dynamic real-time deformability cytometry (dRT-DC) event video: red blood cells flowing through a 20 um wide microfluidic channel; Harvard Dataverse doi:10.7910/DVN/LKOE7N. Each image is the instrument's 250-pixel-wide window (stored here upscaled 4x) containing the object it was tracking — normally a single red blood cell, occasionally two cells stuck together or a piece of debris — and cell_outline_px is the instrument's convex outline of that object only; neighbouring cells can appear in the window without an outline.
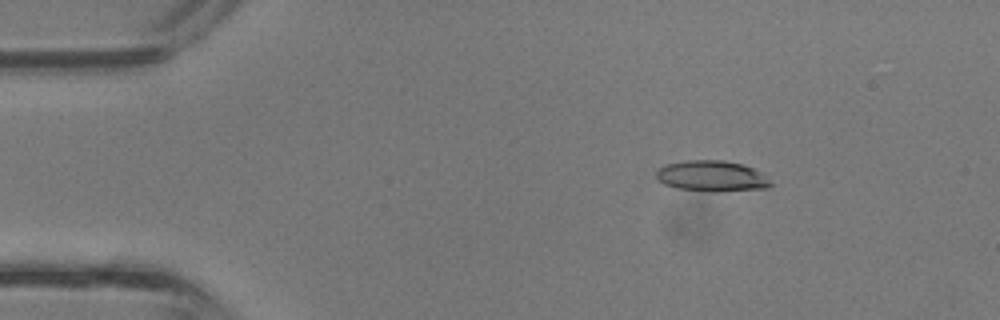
{"species": "common noctule bat (a hibernating species)", "species_latin": "Nyctalus noctula", "temperature_condition": "room temperature", "stored_images_in_passage": 34, "camera_frame_rate_fps": 3000, "um_per_image_px": 0.085, "animal": {"sex": "male", "body_mass_g": 13.3}, "frame": {"image": 1, "passage_image": 2, "time_ms": 0.333, "image_size_px": [1000, 320], "cell_outline_px": [[772, 184], [768, 188], [720, 192], [712, 192], [680, 188], [664, 184], [656, 176], [656, 172], [660, 168], [668, 164], [688, 160], [724, 160], [744, 164], [760, 172]], "centroid_in_image_um": [60.53, 14.97], "position_along_channel_um": 24.5, "area_um2": 20.4}}
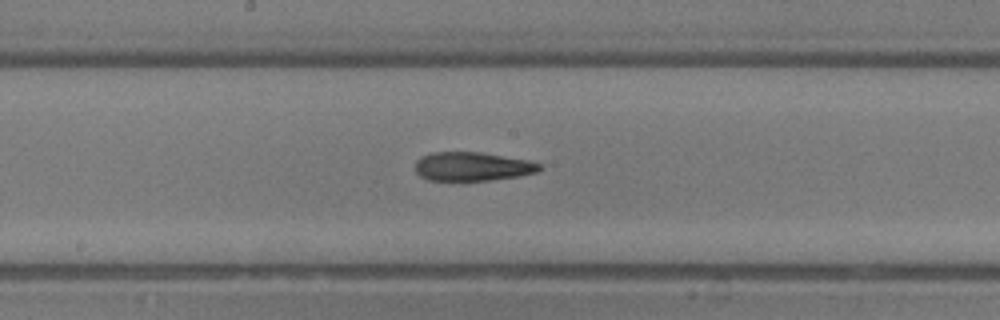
{"frame": {"image": 2, "passage_image": 16, "time_ms": 5.0, "image_size_px": [1000, 320], "cell_outline_px": [[544, 168], [536, 172], [520, 176], [492, 180], [428, 180], [420, 176], [416, 172], [416, 160], [420, 156], [432, 152], [480, 152], [528, 160], [540, 164]], "centroid_in_image_um": [40.15, 14.15], "position_along_channel_um": 208.0, "area_um2": 20.92}}
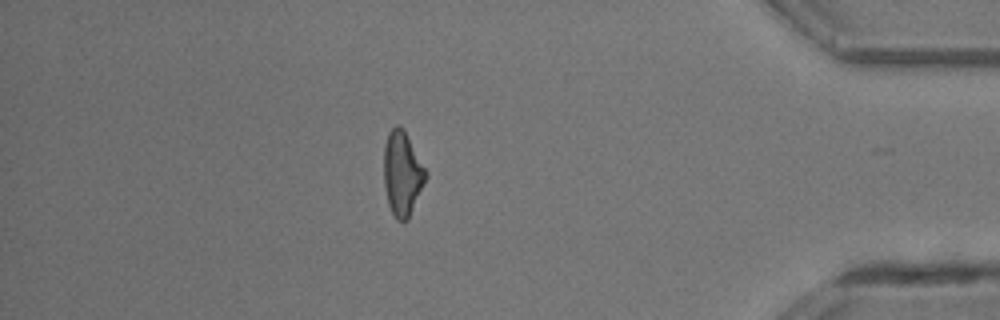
{"frame": {"image": 3, "passage_image": 29, "time_ms": 9.333, "image_size_px": [1000, 320], "cell_outline_px": [[428, 176], [408, 220], [396, 220], [388, 204], [384, 184], [384, 144], [388, 132], [396, 124], [400, 124], [404, 128], [428, 172]], "centroid_in_image_um": [34.21, 14.71], "position_along_channel_um": 401.0, "area_um2": 20.92}}